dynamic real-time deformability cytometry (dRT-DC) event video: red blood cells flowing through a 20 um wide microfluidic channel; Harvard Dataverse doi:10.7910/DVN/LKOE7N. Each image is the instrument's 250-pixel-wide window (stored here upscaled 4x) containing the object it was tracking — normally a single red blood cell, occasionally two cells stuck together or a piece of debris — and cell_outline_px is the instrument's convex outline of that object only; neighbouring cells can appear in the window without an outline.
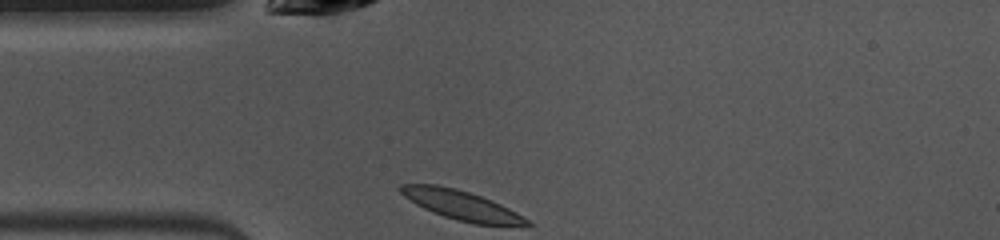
{"species": "common noctule bat (a hibernating species)", "species_latin": "Nyctalus noctula", "temperature_condition": "warm", "stored_images_in_passage": 32, "camera_frame_rate_fps": 3000, "um_per_image_px": 0.085, "animal": {"sex": "female", "body_mass_g": 10.0, "forearm_length_mm": 53.1}, "frame": {"image": 1, "passage_image": 1, "time_ms": 0.0, "image_size_px": [1000, 240], "cell_outline_px": [[532, 224], [472, 224], [456, 220], [432, 212], [416, 204], [404, 196], [396, 188], [400, 184], [436, 184], [456, 188], [492, 200], [516, 212], [528, 220]], "centroid_in_image_um": [39.12, 17.41], "position_along_channel_um": 45.9, "area_um2": 21.27}}
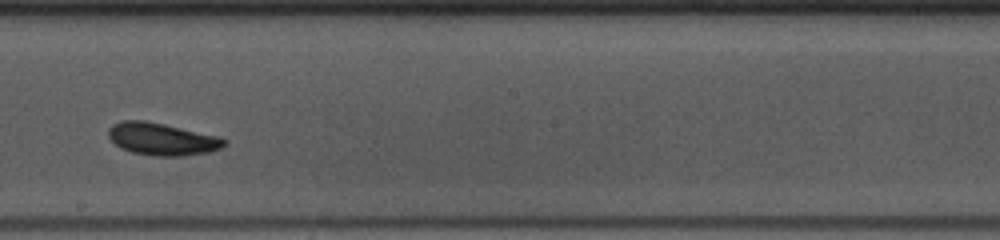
{"frame": {"image": 2, "passage_image": 16, "time_ms": 5.0, "image_size_px": [1000, 240], "cell_outline_px": [[228, 144], [220, 148], [208, 152], [184, 156], [152, 156], [132, 152], [120, 148], [108, 136], [108, 128], [112, 124], [120, 120], [144, 120], [164, 124], [220, 136], [228, 140]], "centroid_in_image_um": [13.78, 11.82], "position_along_channel_um": 234.4, "area_um2": 22.08}}
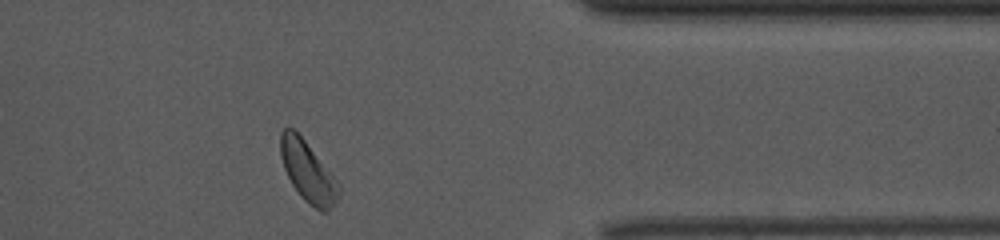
{"frame": {"image": 3, "passage_image": 29, "time_ms": 9.333, "image_size_px": [1000, 240], "cell_outline_px": [[340, 192], [332, 208], [328, 212], [320, 212], [308, 204], [300, 196], [292, 184], [284, 168], [280, 156], [280, 132], [284, 128], [292, 128], [304, 140], [332, 172], [340, 184]], "centroid_in_image_um": [26.19, 14.63], "position_along_channel_um": 385.2, "area_um2": 20.69}, "authors_computed_cell_mechanics": {"area_um2": 20.808, "velocity_mm_per_s": 3.9306, "shape_relaxation_time_tau1_ms": null, "shape_relaxation_time_tau2_ms": 3.6525, "deformation_change_tau1": null, "deformation_change_tau2": 0.0954}}